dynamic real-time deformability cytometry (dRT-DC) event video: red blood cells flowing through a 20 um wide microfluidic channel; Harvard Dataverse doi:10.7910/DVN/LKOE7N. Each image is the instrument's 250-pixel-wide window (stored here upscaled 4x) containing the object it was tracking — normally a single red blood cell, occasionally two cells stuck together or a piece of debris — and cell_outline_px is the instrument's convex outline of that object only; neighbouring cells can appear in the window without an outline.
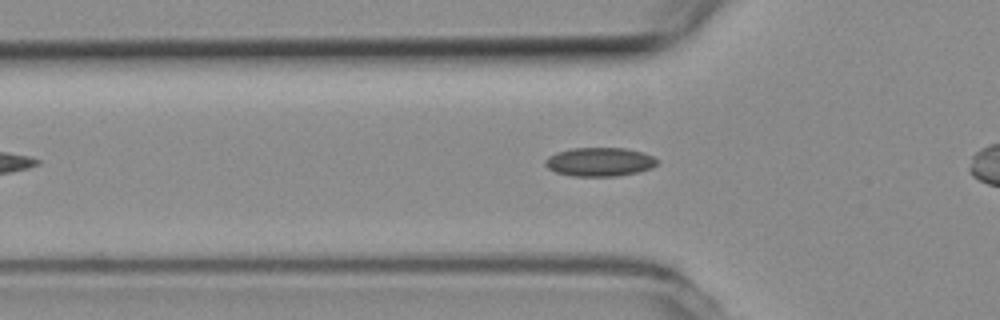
{"species": "common noctule bat (a hibernating species)", "species_latin": "Nyctalus noctula", "temperature_condition": "room temperature", "stored_images_in_passage": 41, "camera_frame_rate_fps": 3000, "um_per_image_px": 0.085, "animal": {"sex": "female", "body_mass_g": 19.3, "forearm_length_mm": 54.1}, "frame": {"image": 1, "passage_image": 10, "time_ms": 3.0, "image_size_px": [1000, 320], "cell_outline_px": [[660, 160], [652, 168], [620, 176], [572, 176], [556, 172], [548, 168], [544, 164], [544, 160], [548, 156], [556, 152], [572, 148], [624, 148], [644, 152]], "centroid_in_image_um": [50.96, 13.76], "position_along_channel_um": 74.8, "area_um2": 18.9}}
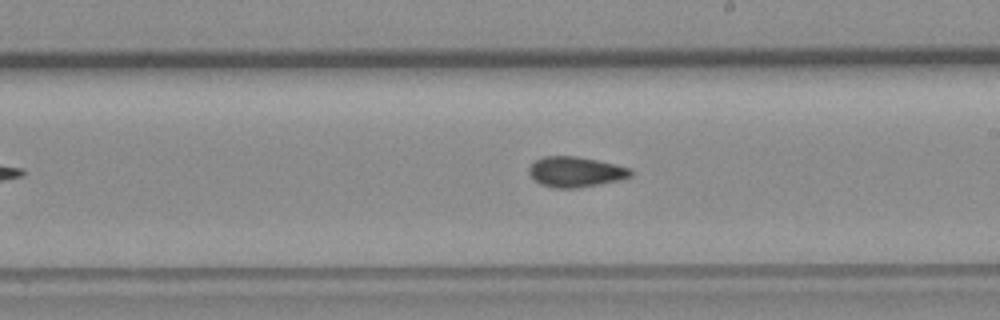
{"frame": {"image": 2, "passage_image": 23, "time_ms": 7.333, "image_size_px": [1000, 320], "cell_outline_px": [[632, 176], [620, 180], [576, 188], [552, 188], [540, 184], [528, 172], [528, 168], [536, 160], [544, 156], [576, 156], [616, 164], [632, 168]], "centroid_in_image_um": [48.94, 14.61], "position_along_channel_um": 240.1, "area_um2": 17.98}}
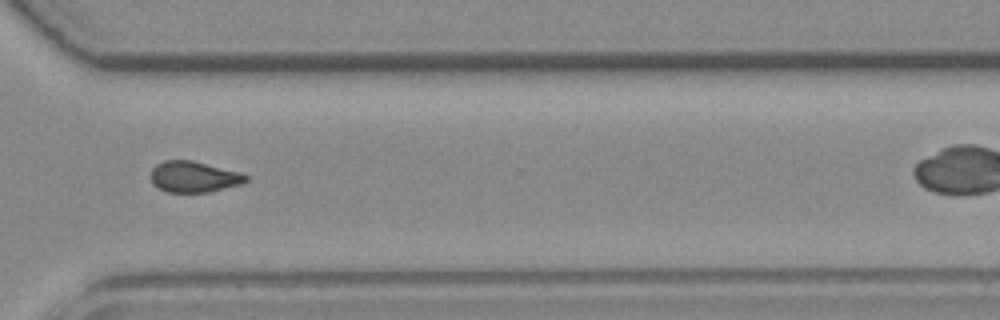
{"frame": {"image": 3, "passage_image": 32, "time_ms": 10.333, "image_size_px": [1000, 320], "cell_outline_px": [[248, 180], [244, 184], [208, 192], [168, 192], [152, 184], [152, 168], [156, 164], [164, 160], [192, 160], [236, 172], [248, 176]], "centroid_in_image_um": [16.47, 15.03], "position_along_channel_um": 354.1, "area_um2": 16.99}, "authors_computed_cell_mechanics": {"area_um2": 17.9758, "velocity_mm_per_s": 3.8017, "shape_relaxation_time_tau1_ms": null, "shape_relaxation_time_tau2_ms": 3.7912, "deformation_change_tau1": null, "deformation_change_tau2": 0.0948}}